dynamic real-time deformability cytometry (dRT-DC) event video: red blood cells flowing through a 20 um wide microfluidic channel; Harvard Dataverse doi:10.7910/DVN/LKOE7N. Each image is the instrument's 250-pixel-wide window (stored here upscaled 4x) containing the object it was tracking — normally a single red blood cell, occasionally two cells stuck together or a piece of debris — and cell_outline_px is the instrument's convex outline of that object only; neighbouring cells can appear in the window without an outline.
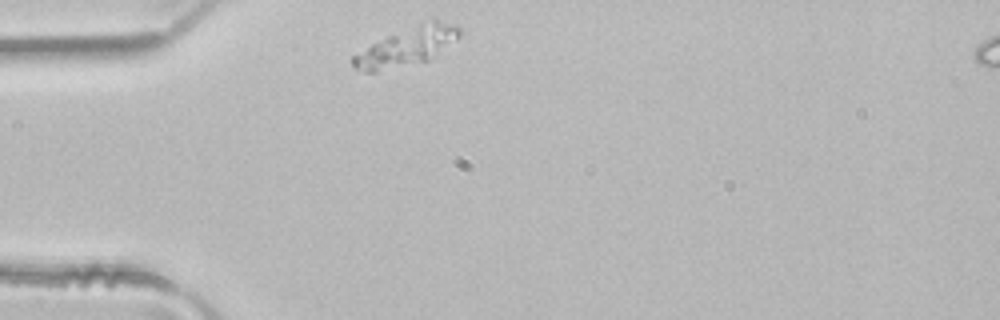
{"species": "common noctule bat (a hibernating species)", "species_latin": "Nyctalus noctula", "temperature_condition": "room temperature", "stored_images_in_passage": 40, "camera_frame_rate_fps": 3000, "um_per_image_px": 0.085, "animal": {"sex": "male", "body_mass_g": 21.5, "forearm_length_mm": 52.0}, "frame": {"image": 1, "passage_image": 1, "time_ms": 0.0, "image_size_px": [1000, 320], "cell_outline_px": [[464, 32], [460, 36], [428, 60], [376, 72], [364, 72], [356, 68], [352, 64], [352, 56], [372, 44], [388, 36], [436, 16], [456, 24], [464, 28]], "centroid_in_image_um": [34.69, 3.9], "position_along_channel_um": 50.3, "area_um2": 23.81}}
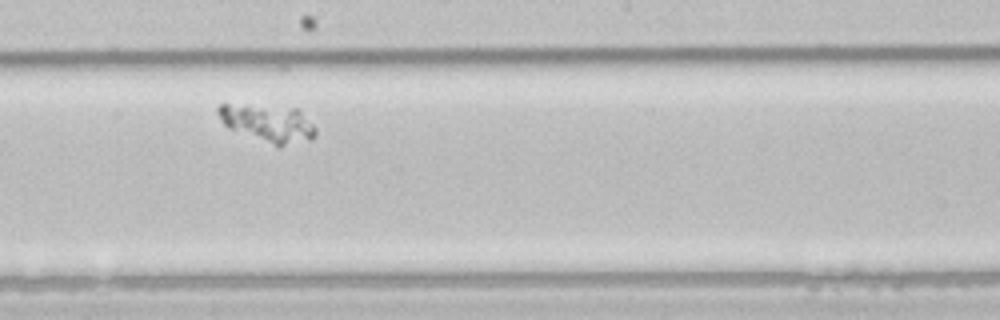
{"frame": {"image": 2, "passage_image": 16, "time_ms": 5.0, "image_size_px": [1000, 320], "cell_outline_px": [[316, 136], [312, 140], [280, 148], [276, 148], [228, 128], [220, 120], [216, 112], [216, 108], [220, 104], [228, 104], [300, 108], [316, 128]], "centroid_in_image_um": [22.82, 10.52], "position_along_channel_um": 225.4, "area_um2": 22.08}}
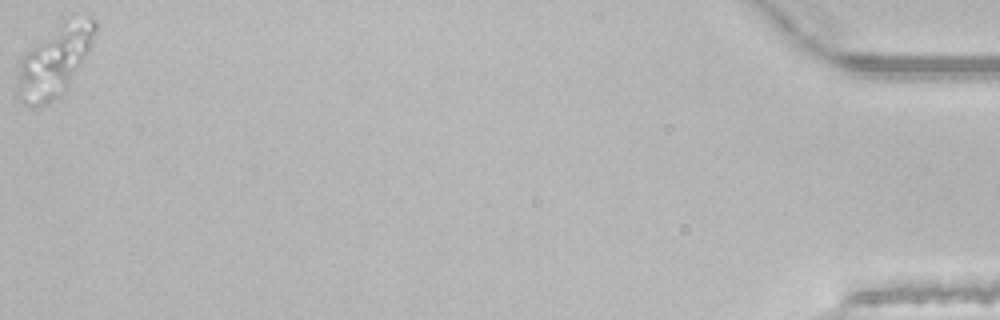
{"frame": {"image": 3, "passage_image": 40, "time_ms": 13.0, "image_size_px": [1000, 320], "cell_outline_px": [[96, 32], [88, 52], [68, 88], [56, 100], [48, 104], [36, 108], [28, 108], [20, 104], [16, 96], [16, 76], [20, 60], [36, 44], [64, 20], [88, 16], [96, 20]], "centroid_in_image_um": [4.6, 5.3], "position_along_channel_um": 430.6, "area_um2": 32.43}}